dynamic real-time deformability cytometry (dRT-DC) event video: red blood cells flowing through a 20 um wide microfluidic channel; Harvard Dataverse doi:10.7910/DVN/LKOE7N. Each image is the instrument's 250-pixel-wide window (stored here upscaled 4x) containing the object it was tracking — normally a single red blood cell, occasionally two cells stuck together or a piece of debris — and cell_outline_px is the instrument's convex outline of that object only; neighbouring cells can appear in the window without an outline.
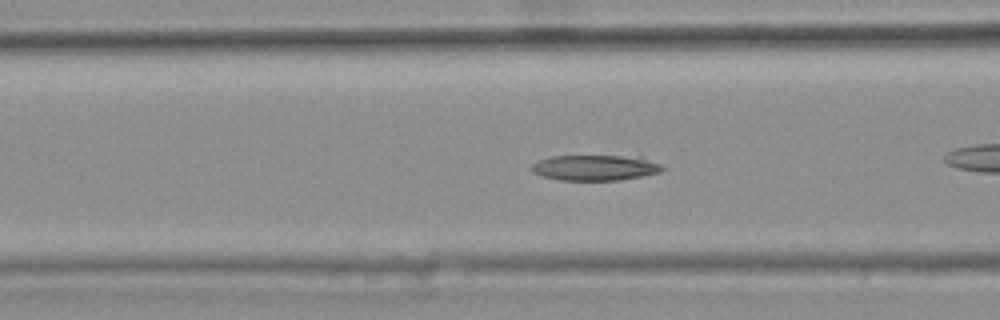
{"species": "common noctule bat (a hibernating species)", "species_latin": "Nyctalus noctula", "temperature_condition": "warm", "stored_images_in_passage": 46, "camera_frame_rate_fps": 3000, "um_per_image_px": 0.085, "animal": {"sex": "female", "body_mass_g": 25.1}, "frame": {"image": 1, "passage_image": 20, "time_ms": 6.333, "image_size_px": [1000, 320], "cell_outline_px": [[668, 168], [660, 172], [620, 180], [560, 180], [544, 176], [532, 172], [532, 164], [540, 160], [552, 156], [640, 156], [660, 164]], "centroid_in_image_um": [50.64, 14.25], "position_along_channel_um": 116.0, "area_um2": 19.42}}